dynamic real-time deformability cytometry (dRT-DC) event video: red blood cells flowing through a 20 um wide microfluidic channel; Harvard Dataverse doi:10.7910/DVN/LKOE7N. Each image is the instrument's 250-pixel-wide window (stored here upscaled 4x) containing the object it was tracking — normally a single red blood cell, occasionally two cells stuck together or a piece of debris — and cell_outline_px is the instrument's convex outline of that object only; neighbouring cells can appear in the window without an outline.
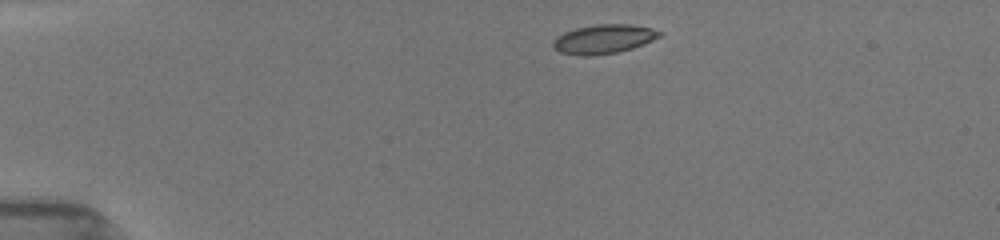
{"species": "common noctule bat (a hibernating species)", "species_latin": "Nyctalus noctula", "temperature_condition": "room temperature", "stored_images_in_passage": 5, "camera_frame_rate_fps": 3000, "um_per_image_px": 0.085, "animal": {"sex": "female", "body_mass_g": 19.5, "forearm_length_mm": 54.1}, "frame": {"image": 1, "passage_image": 1, "time_ms": 0.0, "image_size_px": [1000, 240], "cell_outline_px": [[664, 32], [660, 36], [644, 44], [632, 48], [616, 52], [592, 56], [580, 56], [560, 52], [552, 48], [552, 40], [556, 36], [564, 32], [576, 28], [596, 24], [632, 24], [652, 28]], "centroid_in_image_um": [51.29, 3.32], "position_along_channel_um": 33.7, "area_um2": 18.26}}
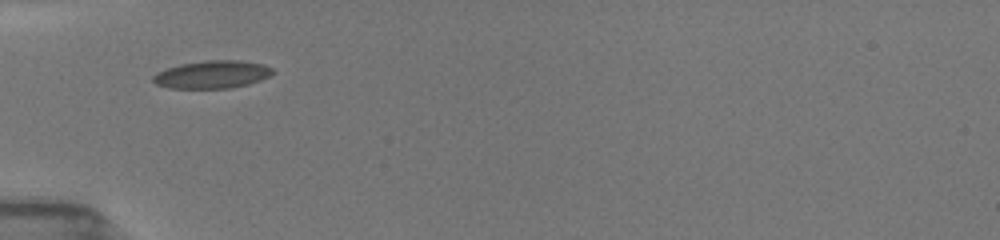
{"frame": {"image": 2, "passage_image": 4, "time_ms": 2.333, "image_size_px": [1000, 240], "cell_outline_px": [[272, 72], [268, 76], [260, 80], [248, 84], [232, 88], [168, 88], [156, 84], [152, 80], [152, 76], [156, 72], [180, 64], [204, 60], [240, 60], [264, 64], [272, 68]], "centroid_in_image_um": [18.01, 6.33], "position_along_channel_um": 67.0, "area_um2": 19.36}}